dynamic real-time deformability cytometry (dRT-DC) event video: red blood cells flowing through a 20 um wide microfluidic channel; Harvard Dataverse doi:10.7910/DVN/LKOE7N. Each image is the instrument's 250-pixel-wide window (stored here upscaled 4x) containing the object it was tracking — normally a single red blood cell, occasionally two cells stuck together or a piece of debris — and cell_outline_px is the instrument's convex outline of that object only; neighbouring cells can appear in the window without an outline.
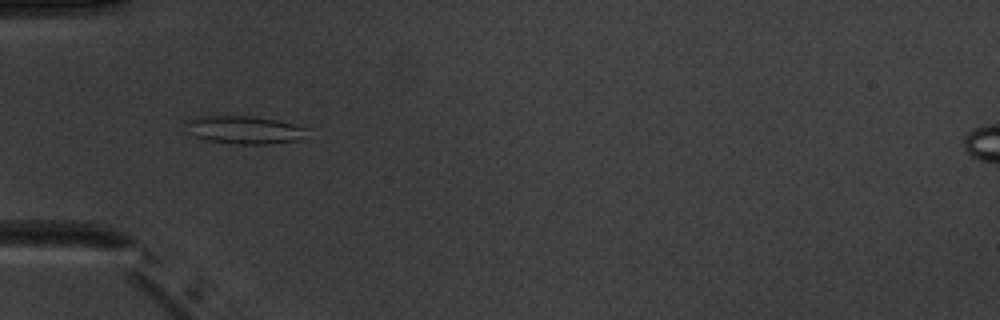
{"species": "common noctule bat (a hibernating species)", "species_latin": "Nyctalus noctula", "temperature_condition": "warm", "stored_images_in_passage": 8, "camera_frame_rate_fps": 3000, "um_per_image_px": 0.085, "animal": {"sex": "male", "body_mass_g": 20.1, "forearm_length_mm": 53.5}, "frame": {"image": 1, "passage_image": 5, "time_ms": 4.667, "image_size_px": [1000, 320], "cell_outline_px": [[308, 128], [296, 140], [268, 144], [236, 144], [208, 140], [196, 136], [192, 120], [200, 116], [252, 116], [276, 120]], "centroid_in_image_um": [20.89, 11.04], "position_along_channel_um": 64.1, "area_um2": 18.5}}
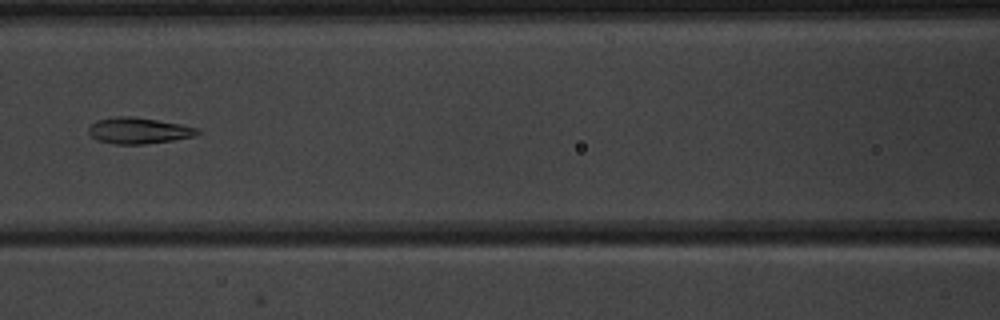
{"frame": {"image": 2, "passage_image": 7, "time_ms": 7.0, "image_size_px": [1000, 320], "cell_outline_px": [[200, 132], [196, 136], [172, 140], [144, 144], [112, 144], [96, 140], [88, 132], [88, 128], [96, 120], [116, 116], [132, 116], [180, 124], [200, 128]], "centroid_in_image_um": [11.78, 11.1], "position_along_channel_um": 154.8, "area_um2": 16.65}}
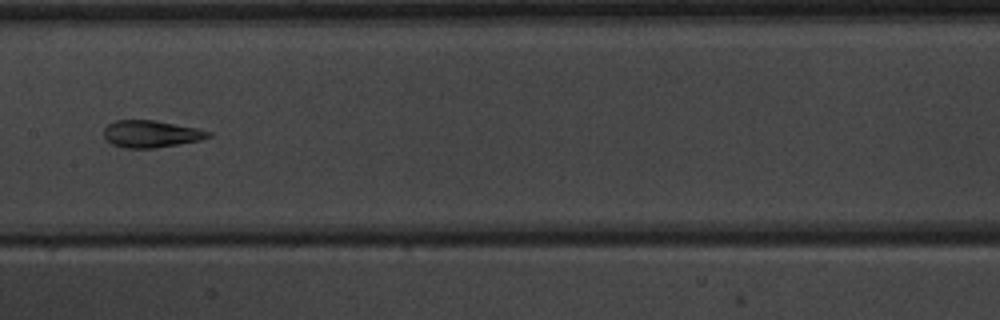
{"frame": {"image": 3, "passage_image": 8, "time_ms": 8.0, "image_size_px": [1000, 320], "cell_outline_px": [[212, 136], [200, 140], [156, 148], [124, 148], [112, 144], [104, 136], [104, 128], [108, 124], [116, 120], [156, 120], [196, 128], [212, 132]], "centroid_in_image_um": [12.84, 11.38], "position_along_channel_um": 194.6, "area_um2": 16.47}}